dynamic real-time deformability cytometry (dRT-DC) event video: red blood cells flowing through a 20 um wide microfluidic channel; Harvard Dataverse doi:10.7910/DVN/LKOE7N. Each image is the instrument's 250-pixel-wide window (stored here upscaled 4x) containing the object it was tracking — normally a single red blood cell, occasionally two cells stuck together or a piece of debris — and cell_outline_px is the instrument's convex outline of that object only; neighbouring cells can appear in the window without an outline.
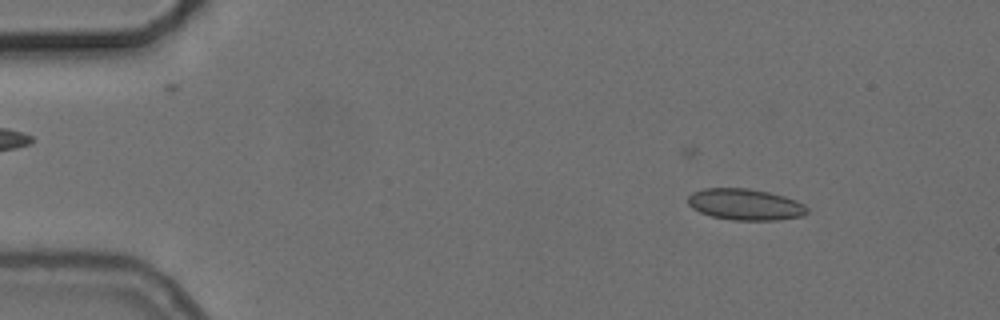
{"species": "common noctule bat (a hibernating species)", "species_latin": "Nyctalus noctula", "temperature_condition": "cold", "stored_images_in_passage": 55, "camera_frame_rate_fps": 3000, "um_per_image_px": 0.085, "animal": {"sex": "female", "body_mass_g": 24.6, "forearm_length_mm": 56.2}, "frame": {"image": 1, "passage_image": 7, "time_ms": 2.0, "image_size_px": [1000, 320], "cell_outline_px": [[808, 212], [804, 216], [780, 220], [732, 220], [712, 216], [700, 212], [692, 208], [688, 204], [688, 196], [692, 192], [704, 188], [748, 188], [768, 192], [784, 196], [796, 200], [804, 204], [808, 208]], "centroid_in_image_um": [63.36, 17.38], "position_along_channel_um": 21.6, "area_um2": 21.91}}
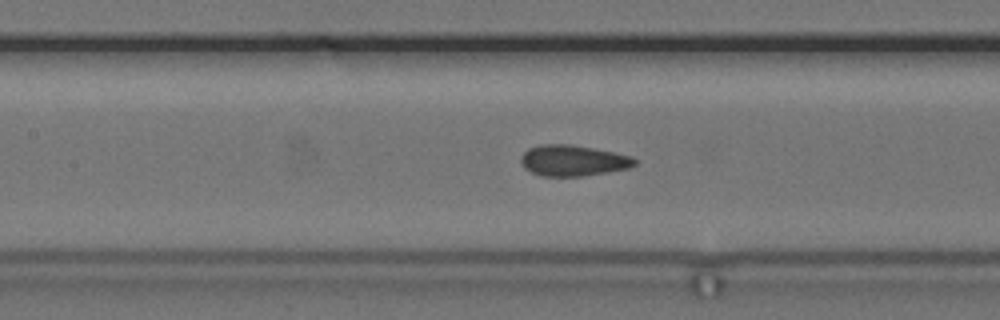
{"frame": {"image": 2, "passage_image": 25, "time_ms": 8.0, "image_size_px": [1000, 320], "cell_outline_px": [[636, 164], [628, 168], [608, 172], [580, 176], [540, 176], [524, 168], [520, 160], [520, 156], [528, 148], [540, 144], [572, 144], [632, 156], [636, 160]], "centroid_in_image_um": [48.67, 13.64], "position_along_channel_um": 158.7, "area_um2": 20.52}}
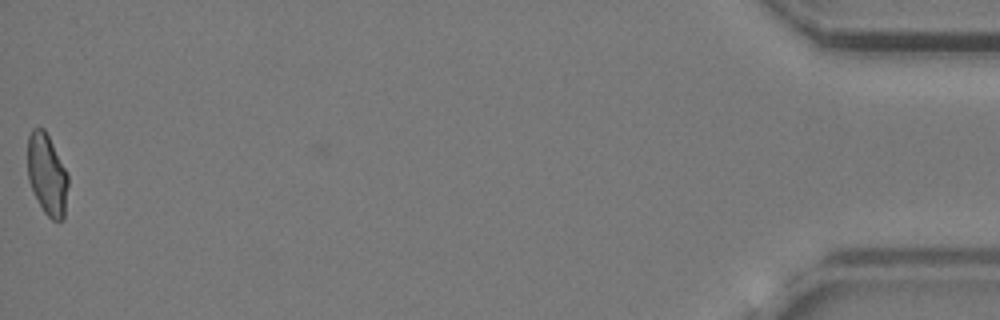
{"frame": {"image": 3, "passage_image": 55, "time_ms": 18.0, "image_size_px": [1000, 320], "cell_outline_px": [[68, 184], [64, 220], [52, 220], [44, 212], [28, 180], [28, 136], [32, 128], [44, 128], [68, 172]], "centroid_in_image_um": [4.01, 14.82], "position_along_channel_um": 431.2, "area_um2": 19.13}, "authors_computed_cell_mechanics": {"area_um2": 20.6346, "velocity_mm_per_s": 3.7189, "shape_relaxation_time_tau1_ms": null, "shape_relaxation_time_tau2_ms": 1.1628, "deformation_change_tau1": null, "deformation_change_tau2": 0.0625}}